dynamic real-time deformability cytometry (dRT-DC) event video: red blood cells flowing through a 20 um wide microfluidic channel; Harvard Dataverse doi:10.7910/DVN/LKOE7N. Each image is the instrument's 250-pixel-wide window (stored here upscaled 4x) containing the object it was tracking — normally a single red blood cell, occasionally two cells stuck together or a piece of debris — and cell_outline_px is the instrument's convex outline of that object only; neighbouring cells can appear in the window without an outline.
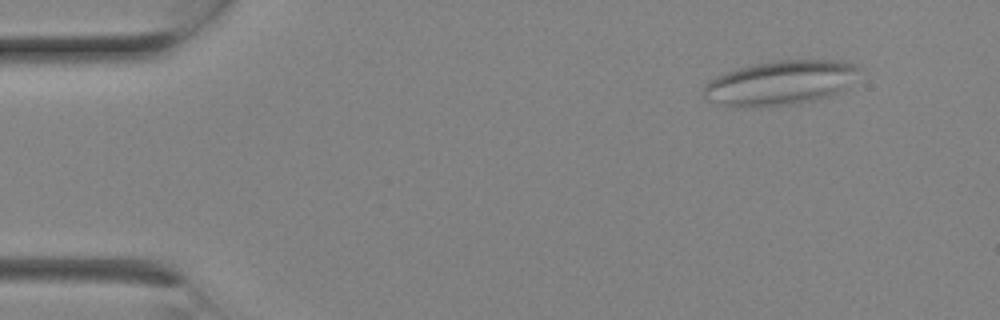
{"species": "Egyptian fruit bat (a non-hibernating species)", "species_latin": "Rousettus aegyptiacus", "temperature_condition": "room temperature", "stored_images_in_passage": 6, "camera_frame_rate_fps": 3000, "um_per_image_px": 0.085, "animal": {"sex": "female"}, "frame": {"image": 1, "passage_image": 1, "time_ms": 0.0, "image_size_px": [1000, 320], "cell_outline_px": [[860, 68], [844, 88], [828, 96], [812, 100], [792, 104], [760, 108], [752, 108], [716, 104], [704, 96], [704, 84], [716, 76], [724, 72], [752, 64], [772, 60], [844, 60], [856, 64]], "centroid_in_image_um": [66.26, 7.03], "position_along_channel_um": 18.7, "area_um2": 40.29}}